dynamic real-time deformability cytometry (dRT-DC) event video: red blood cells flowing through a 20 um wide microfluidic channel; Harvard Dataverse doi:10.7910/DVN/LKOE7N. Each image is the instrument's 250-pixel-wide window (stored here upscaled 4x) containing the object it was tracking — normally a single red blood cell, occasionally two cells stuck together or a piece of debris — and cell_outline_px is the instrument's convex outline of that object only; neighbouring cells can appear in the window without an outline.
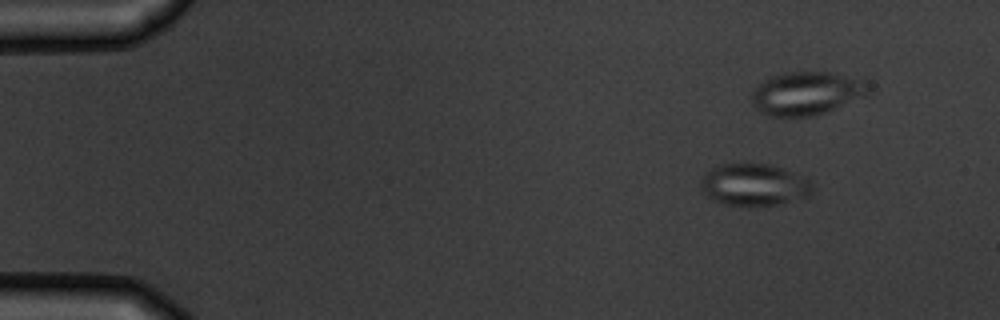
{"species": "common noctule bat (a hibernating species)", "species_latin": "Nyctalus noctula", "temperature_condition": "warm", "stored_images_in_passage": 6, "camera_frame_rate_fps": 3000, "um_per_image_px": 0.085, "animal": {"sex": "male", "body_mass_g": 19.5, "forearm_length_mm": 54.6}, "frame": {"image": 1, "passage_image": 1, "time_ms": 0.0, "image_size_px": [1000, 320], "cell_outline_px": [[812, 192], [808, 196], [776, 204], [748, 208], [724, 204], [708, 196], [700, 188], [700, 184], [704, 172], [716, 164], [744, 160], [772, 164], [808, 176], [812, 180]], "centroid_in_image_um": [64.09, 15.65], "position_along_channel_um": 20.9, "area_um2": 28.84}}